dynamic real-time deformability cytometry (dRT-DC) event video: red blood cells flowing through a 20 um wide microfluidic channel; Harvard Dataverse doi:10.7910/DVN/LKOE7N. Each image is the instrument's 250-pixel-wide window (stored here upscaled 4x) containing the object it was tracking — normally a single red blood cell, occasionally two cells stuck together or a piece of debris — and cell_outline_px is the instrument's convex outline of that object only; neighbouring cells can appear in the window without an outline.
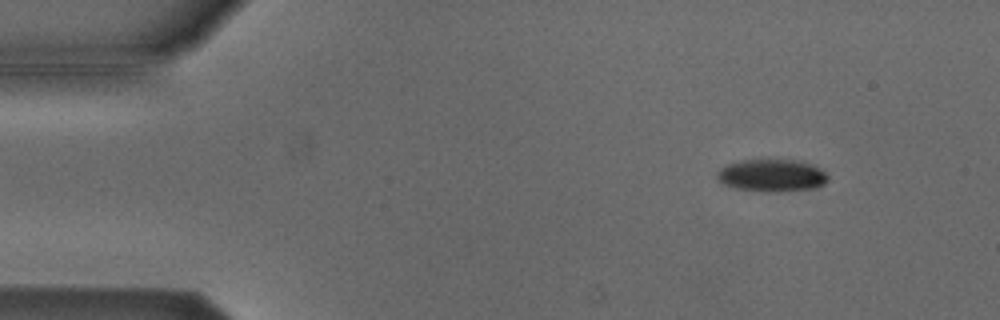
{"species": "Egyptian fruit bat (a non-hibernating species)", "species_latin": "Rousettus aegyptiacus", "temperature_condition": "cold", "stored_images_in_passage": 49, "camera_frame_rate_fps": 3000, "um_per_image_px": 0.085, "animal": {"sex": "male"}, "frame": {"image": 1, "passage_image": 2, "time_ms": 0.333, "image_size_px": [1000, 320], "cell_outline_px": [[828, 180], [824, 184], [816, 188], [780, 192], [756, 192], [736, 188], [724, 184], [716, 180], [716, 172], [720, 168], [728, 164], [744, 160], [800, 160], [812, 164], [820, 168], [828, 176]], "centroid_in_image_um": [65.6, 14.93], "position_along_channel_um": 19.4, "area_um2": 21.27}}
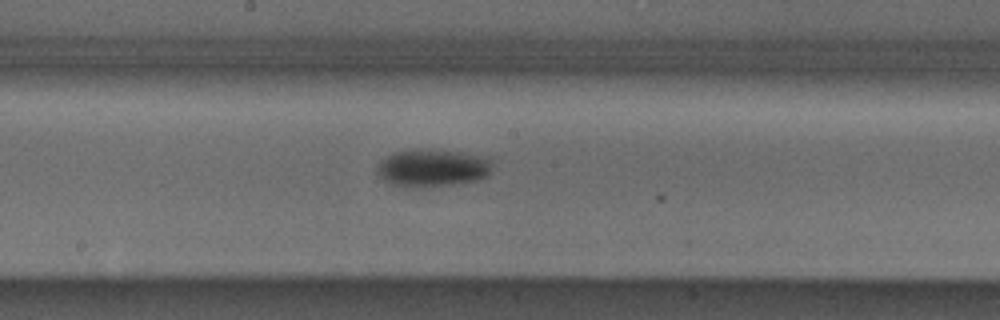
{"frame": {"image": 2, "passage_image": 24, "time_ms": 7.667, "image_size_px": [1000, 320], "cell_outline_px": [[492, 172], [488, 176], [480, 180], [464, 184], [420, 188], [400, 188], [388, 184], [376, 172], [376, 168], [380, 160], [396, 152], [416, 148], [432, 148], [488, 156], [492, 164]], "centroid_in_image_um": [36.78, 14.3], "position_along_channel_um": 211.4, "area_um2": 26.53}}
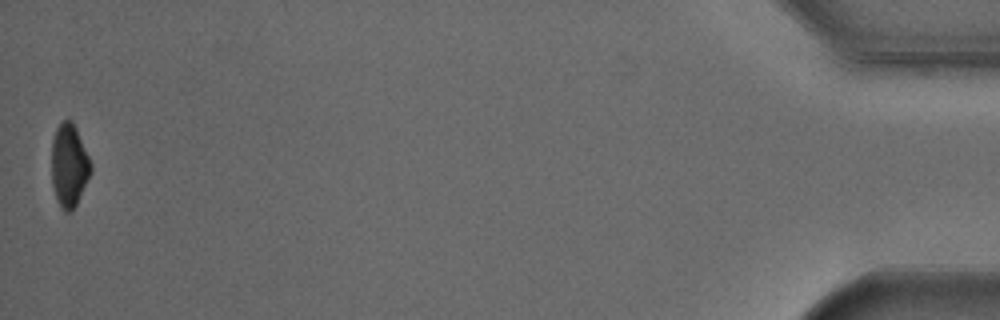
{"frame": {"image": 3, "passage_image": 49, "time_ms": 16.0, "image_size_px": [1000, 320], "cell_outline_px": [[92, 172], [76, 204], [68, 212], [64, 212], [60, 208], [56, 200], [52, 184], [52, 140], [56, 128], [64, 120], [72, 120], [76, 128], [92, 164]], "centroid_in_image_um": [5.87, 14.07], "position_along_channel_um": 429.3, "area_um2": 18.96}, "authors_computed_cell_mechanics": {"area_um2": 23.1778, "velocity_mm_per_s": 3.8209, "shape_relaxation_time_tau1_ms": 2.8866, "shape_relaxation_time_tau2_ms": null, "deformation_change_tau1": 0.1, "deformation_change_tau2": null}}